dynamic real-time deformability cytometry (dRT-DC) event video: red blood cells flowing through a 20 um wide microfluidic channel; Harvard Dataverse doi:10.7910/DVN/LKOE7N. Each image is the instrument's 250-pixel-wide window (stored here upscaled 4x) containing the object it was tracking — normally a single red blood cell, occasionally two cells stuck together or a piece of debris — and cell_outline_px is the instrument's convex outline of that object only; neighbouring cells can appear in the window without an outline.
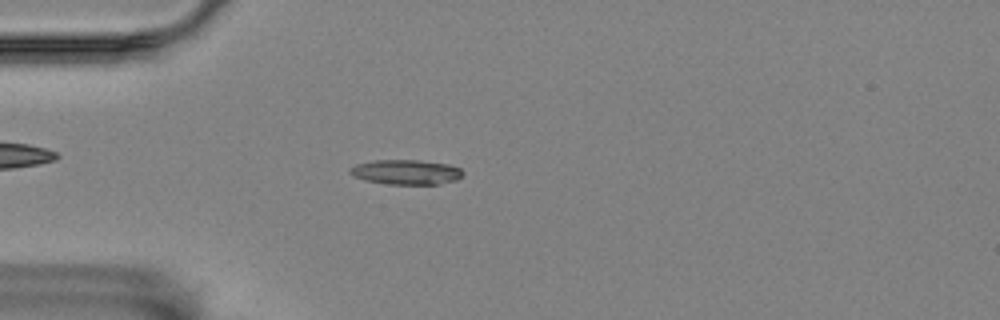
{"species": "Egyptian fruit bat (a non-hibernating species)", "species_latin": "Rousettus aegyptiacus", "temperature_condition": "room temperature", "stored_images_in_passage": 4, "camera_frame_rate_fps": 3000, "um_per_image_px": 0.085, "animal": {"sex": "female"}, "frame": {"image": 1, "passage_image": 4, "time_ms": 1.0, "image_size_px": [1000, 320], "cell_outline_px": [[464, 172], [456, 180], [440, 184], [388, 184], [364, 180], [352, 176], [348, 172], [356, 164], [372, 160], [416, 160], [448, 164], [460, 168]], "centroid_in_image_um": [34.5, 14.63], "position_along_channel_um": 50.5, "area_um2": 16.3}}